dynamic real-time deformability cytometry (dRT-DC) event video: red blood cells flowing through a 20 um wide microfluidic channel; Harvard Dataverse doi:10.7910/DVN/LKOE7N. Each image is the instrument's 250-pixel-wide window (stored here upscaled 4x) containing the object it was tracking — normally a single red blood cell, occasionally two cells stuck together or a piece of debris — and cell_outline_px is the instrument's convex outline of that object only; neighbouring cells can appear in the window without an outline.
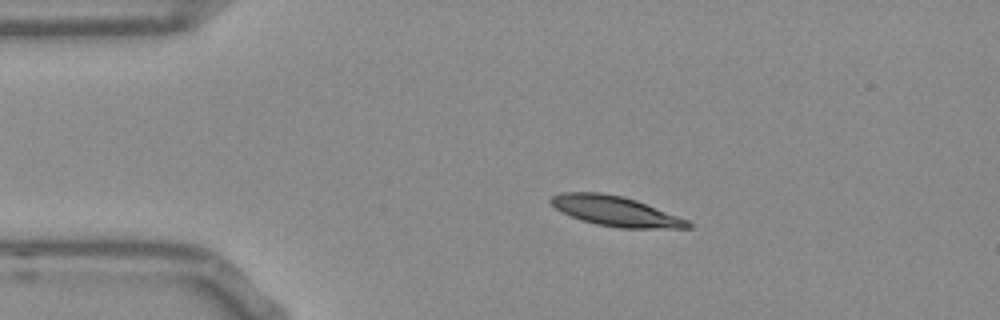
{"species": "Egyptian fruit bat (a non-hibernating species)", "species_latin": "Rousettus aegyptiacus", "temperature_condition": "room temperature", "stored_images_in_passage": 44, "camera_frame_rate_fps": 3000, "um_per_image_px": 0.085, "frame": {"image": 1, "passage_image": 1, "time_ms": 0.0, "image_size_px": [1000, 320], "cell_outline_px": [[692, 228], [620, 228], [596, 224], [580, 220], [556, 208], [548, 200], [552, 196], [564, 192], [600, 192], [624, 196], [636, 200], [688, 220], [692, 224]], "centroid_in_image_um": [52.32, 17.94], "position_along_channel_um": 32.7, "area_um2": 23.76}}
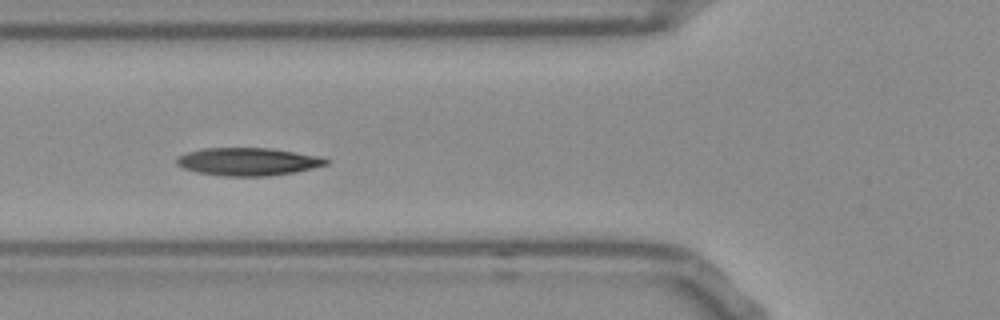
{"frame": {"image": 2, "passage_image": 10, "time_ms": 3.0, "image_size_px": [1000, 320], "cell_outline_px": [[328, 164], [296, 172], [268, 176], [224, 176], [196, 172], [184, 168], [176, 164], [176, 160], [180, 156], [188, 152], [204, 148], [268, 148], [320, 156], [328, 160]], "centroid_in_image_um": [21.08, 13.74], "position_along_channel_um": 104.7, "area_um2": 24.04}}
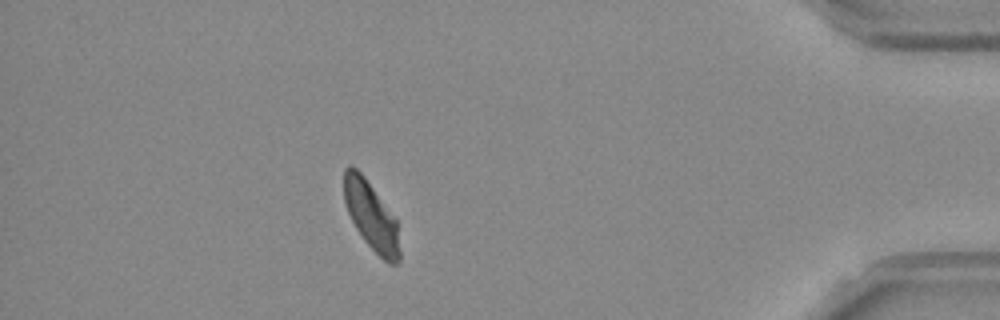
{"frame": {"image": 3, "passage_image": 38, "time_ms": 12.333, "image_size_px": [1000, 320], "cell_outline_px": [[400, 260], [396, 264], [388, 264], [364, 240], [356, 228], [348, 212], [344, 200], [344, 168], [348, 164], [352, 164], [364, 176], [396, 220], [400, 252]], "centroid_in_image_um": [31.54, 18.34], "position_along_channel_um": 403.7, "area_um2": 21.85}, "authors_computed_cell_mechanics": {"area_um2": 23.4379, "velocity_mm_per_s": 3.7394, "shape_relaxation_time_tau1_ms": 3.7611, "shape_relaxation_time_tau2_ms": null, "deformation_change_tau1": 0.1224, "deformation_change_tau2": null}}